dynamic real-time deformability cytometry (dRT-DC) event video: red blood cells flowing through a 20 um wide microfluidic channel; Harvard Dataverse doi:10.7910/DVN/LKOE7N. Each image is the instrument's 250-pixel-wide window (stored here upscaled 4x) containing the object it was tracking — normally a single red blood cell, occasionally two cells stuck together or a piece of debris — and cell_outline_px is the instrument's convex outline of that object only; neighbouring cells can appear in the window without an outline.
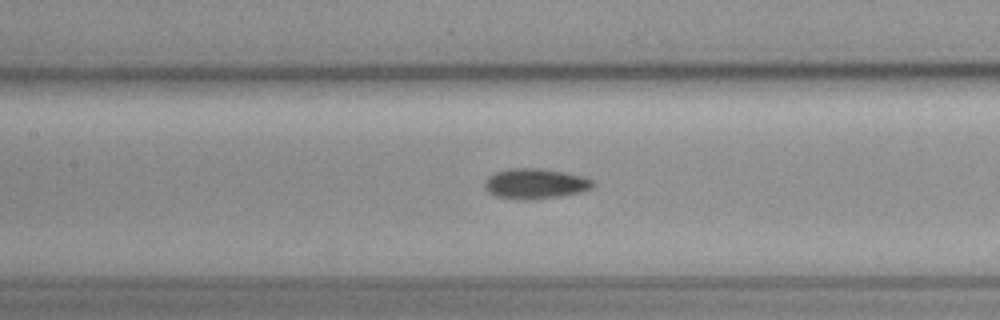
{"species": "common noctule bat (a hibernating species)", "species_latin": "Nyctalus noctula", "temperature_condition": "cold", "stored_images_in_passage": 27, "camera_frame_rate_fps": 3000, "um_per_image_px": 0.085, "animal": {"sex": "female", "body_mass_g": 19.3, "forearm_length_mm": 54.1}, "frame": {"image": 1, "passage_image": 8, "time_ms": 2.333, "image_size_px": [1000, 320], "cell_outline_px": [[596, 184], [592, 188], [584, 192], [560, 196], [532, 200], [516, 200], [496, 196], [488, 192], [484, 188], [484, 180], [488, 176], [496, 172], [508, 168], [540, 168], [564, 172], [584, 176], [596, 180]], "centroid_in_image_um": [45.53, 15.62], "position_along_channel_um": 161.9, "area_um2": 19.65}}